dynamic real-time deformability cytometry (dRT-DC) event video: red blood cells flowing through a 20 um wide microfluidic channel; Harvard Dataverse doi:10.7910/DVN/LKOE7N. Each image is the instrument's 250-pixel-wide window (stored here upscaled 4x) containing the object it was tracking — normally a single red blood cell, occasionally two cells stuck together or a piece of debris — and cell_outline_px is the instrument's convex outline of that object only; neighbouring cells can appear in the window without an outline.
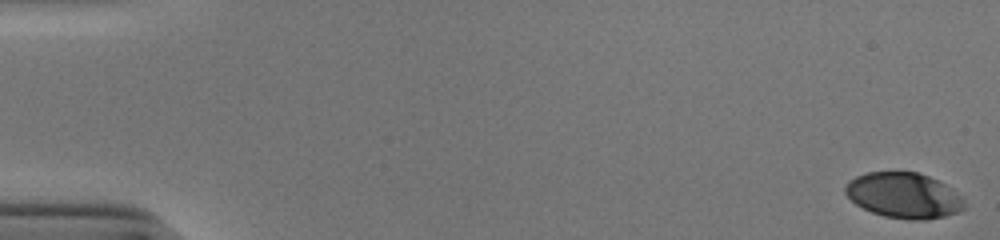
{"species": "human", "species_latin": "Homo sapiens", "temperature_condition": "cold", "stored_images_in_passage": 53, "camera_frame_rate_fps": 3000, "um_per_image_px": 0.085, "donor": {"sex": "male"}, "frame": {"image": 1, "passage_image": 1, "time_ms": 0.0, "image_size_px": [1000, 240], "cell_outline_px": [[964, 208], [956, 212], [944, 216], [924, 220], [908, 220], [884, 216], [872, 212], [856, 204], [844, 192], [844, 188], [848, 180], [856, 176], [868, 172], [916, 172], [928, 176], [944, 184], [960, 196], [964, 200]], "centroid_in_image_um": [76.78, 16.61], "position_along_channel_um": 8.2, "area_um2": 31.27}}
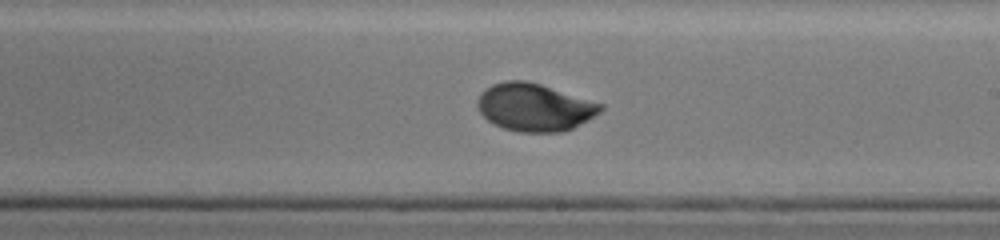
{"frame": {"image": 2, "passage_image": 32, "time_ms": 10.333, "image_size_px": [1000, 240], "cell_outline_px": [[604, 108], [600, 112], [572, 128], [560, 132], [520, 132], [504, 128], [488, 120], [480, 112], [476, 104], [476, 100], [480, 92], [492, 84], [504, 80], [524, 80], [540, 84], [604, 104]], "centroid_in_image_um": [45.4, 9.1], "position_along_channel_um": 243.6, "area_um2": 34.04}}
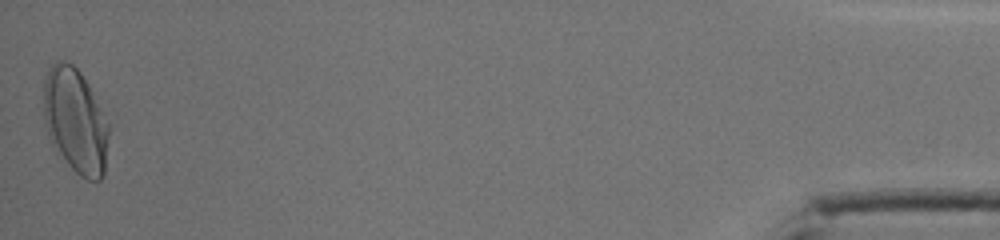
{"frame": {"image": 3, "passage_image": 53, "time_ms": 17.333, "image_size_px": [1000, 240], "cell_outline_px": [[108, 136], [104, 176], [100, 180], [88, 180], [80, 176], [68, 164], [52, 144], [48, 136], [44, 124], [44, 76], [48, 68], [56, 60], [64, 60], [72, 64], [80, 72], [88, 84], [108, 124]], "centroid_in_image_um": [6.38, 10.25], "position_along_channel_um": 428.8, "area_um2": 39.59}, "authors_computed_cell_mechanics": {"area_um2": 33.3506, "velocity_mm_per_s": 3.9096, "shape_relaxation_time_tau1_ms": 3.583, "shape_relaxation_time_tau2_ms": null, "deformation_change_tau1": 0.1838, "deformation_change_tau2": null}}